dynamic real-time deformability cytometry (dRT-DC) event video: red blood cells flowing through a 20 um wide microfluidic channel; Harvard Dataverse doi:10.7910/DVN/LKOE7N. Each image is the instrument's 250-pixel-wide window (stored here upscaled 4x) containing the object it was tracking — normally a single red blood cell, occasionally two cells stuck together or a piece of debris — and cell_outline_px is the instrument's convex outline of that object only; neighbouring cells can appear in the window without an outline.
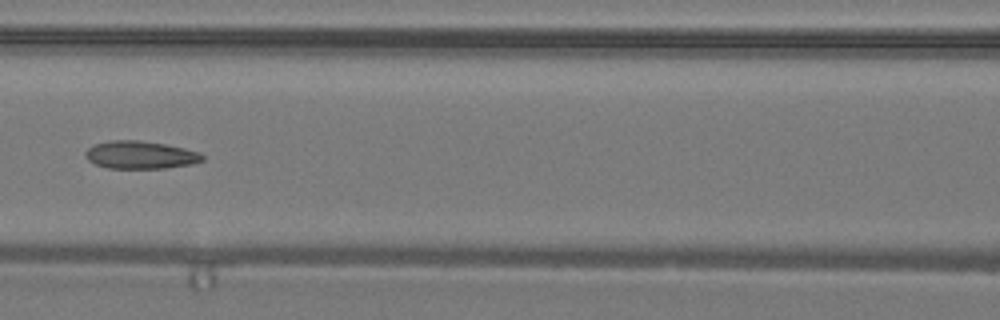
{"species": "common noctule bat (a hibernating species)", "species_latin": "Nyctalus noctula", "temperature_condition": "warm", "stored_images_in_passage": 20, "camera_frame_rate_fps": 3000, "um_per_image_px": 0.085, "animal": {"sex": "male", "body_mass_g": 19.2, "forearm_length_mm": 51.8}, "frame": {"image": 1, "passage_image": 14, "time_ms": 4.333, "image_size_px": [1000, 320], "cell_outline_px": [[204, 160], [192, 164], [164, 168], [108, 168], [96, 164], [88, 160], [84, 156], [84, 152], [88, 148], [96, 144], [112, 140], [140, 140], [164, 144], [184, 148], [200, 152], [204, 156]], "centroid_in_image_um": [11.94, 13.17], "position_along_channel_um": 154.7, "area_um2": 18.9}}
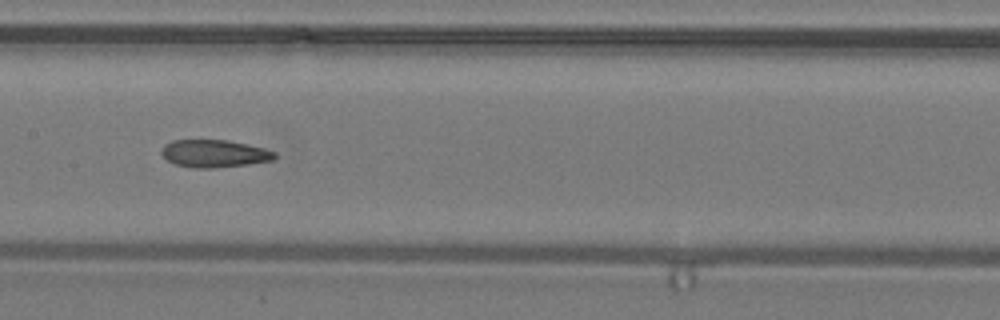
{"frame": {"image": 2, "passage_image": 16, "time_ms": 5.0, "image_size_px": [1000, 320], "cell_outline_px": [[276, 156], [272, 160], [248, 164], [212, 168], [192, 168], [176, 164], [168, 160], [160, 152], [160, 148], [164, 144], [172, 140], [228, 140], [248, 144], [264, 148], [276, 152]], "centroid_in_image_um": [18.19, 13.04], "position_along_channel_um": 189.2, "area_um2": 18.21}}